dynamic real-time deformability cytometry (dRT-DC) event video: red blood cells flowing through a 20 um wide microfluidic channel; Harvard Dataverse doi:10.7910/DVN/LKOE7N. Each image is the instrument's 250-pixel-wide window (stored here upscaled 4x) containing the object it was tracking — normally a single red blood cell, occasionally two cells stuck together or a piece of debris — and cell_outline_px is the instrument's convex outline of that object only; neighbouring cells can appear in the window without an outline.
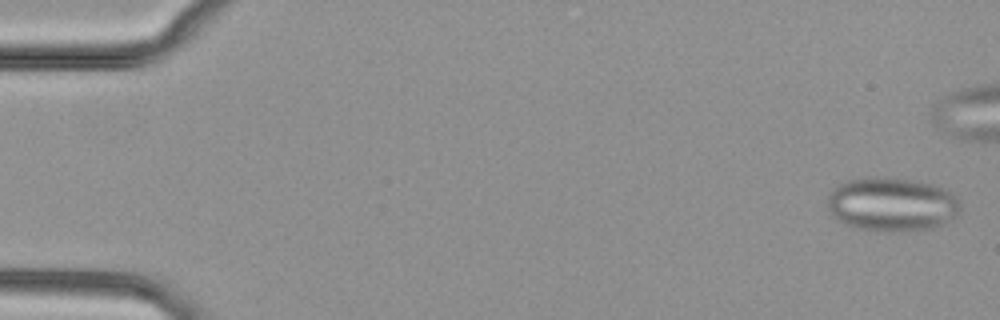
{"species": "common noctule bat (a hibernating species)", "species_latin": "Nyctalus noctula", "temperature_condition": "cold", "stored_images_in_passage": 44, "segment_of_instrument_passage": [1, 2], "camera_frame_rate_fps": 3000, "um_per_image_px": 0.085, "animal": {"sex": "female", "body_mass_g": 29.2, "forearm_length_mm": 56.3}, "frame": {"image": 1, "passage_image": 1, "time_ms": 0.0, "image_size_px": [1000, 320], "cell_outline_px": [[960, 208], [956, 216], [932, 228], [900, 232], [884, 232], [860, 228], [836, 220], [828, 208], [828, 196], [832, 188], [848, 180], [872, 176], [908, 180], [928, 184], [940, 188], [956, 196], [960, 204]], "centroid_in_image_um": [75.76, 17.38], "position_along_channel_um": 9.2, "area_um2": 41.33}}